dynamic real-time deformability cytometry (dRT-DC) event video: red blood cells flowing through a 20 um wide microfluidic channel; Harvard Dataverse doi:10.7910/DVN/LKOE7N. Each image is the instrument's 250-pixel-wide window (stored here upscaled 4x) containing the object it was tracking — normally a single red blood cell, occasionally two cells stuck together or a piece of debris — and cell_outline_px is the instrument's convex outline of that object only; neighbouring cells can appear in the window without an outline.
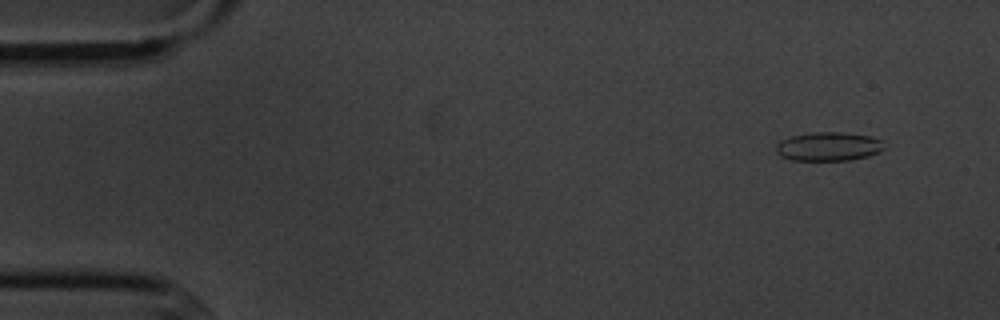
{"species": "common noctule bat (a hibernating species)", "species_latin": "Nyctalus noctula", "temperature_condition": "cold", "stored_images_in_passage": 5, "camera_frame_rate_fps": 3000, "um_per_image_px": 0.085, "animal": {"sex": "male", "body_mass_g": 20.1, "forearm_length_mm": 53.5}, "frame": {"image": 1, "passage_image": 2, "time_ms": 1.0, "image_size_px": [1000, 320], "cell_outline_px": [[884, 148], [880, 152], [868, 156], [848, 160], [792, 160], [780, 156], [776, 152], [776, 144], [780, 140], [792, 136], [812, 132], [844, 132], [872, 136], [880, 140]], "centroid_in_image_um": [70.41, 12.45], "position_along_channel_um": 14.6, "area_um2": 18.21}}
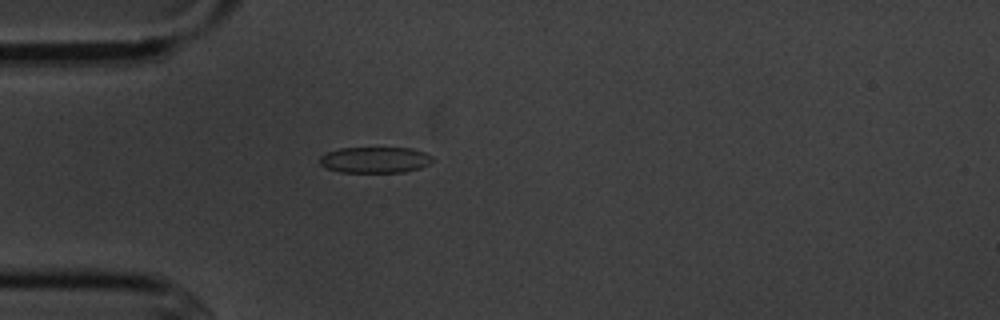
{"frame": {"image": 2, "passage_image": 5, "time_ms": 4.667, "image_size_px": [1000, 320], "cell_outline_px": [[432, 160], [428, 164], [420, 168], [404, 172], [340, 172], [328, 168], [320, 164], [320, 156], [328, 152], [340, 148], [412, 148], [424, 152], [432, 156]], "centroid_in_image_um": [31.88, 13.59], "position_along_channel_um": 53.1, "area_um2": 16.99}}